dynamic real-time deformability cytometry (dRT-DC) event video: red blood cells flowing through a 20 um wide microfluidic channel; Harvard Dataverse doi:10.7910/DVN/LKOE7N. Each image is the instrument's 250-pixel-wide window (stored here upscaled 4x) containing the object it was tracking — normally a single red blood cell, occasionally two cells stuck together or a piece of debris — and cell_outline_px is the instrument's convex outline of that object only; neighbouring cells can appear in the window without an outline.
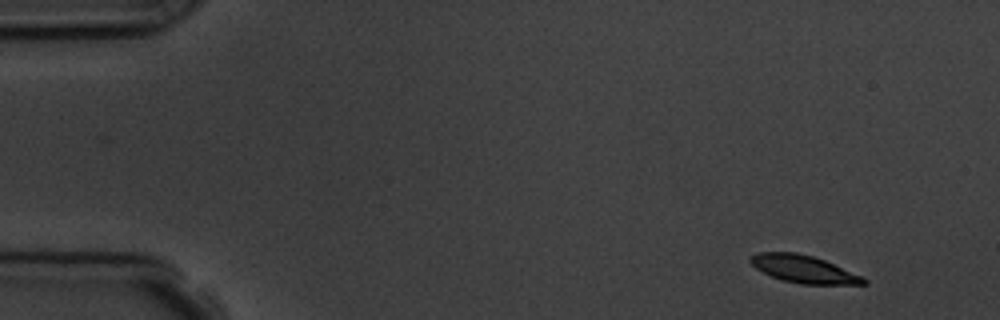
{"species": "common noctule bat (a hibernating species)", "species_latin": "Nyctalus noctula", "temperature_condition": "room temperature", "stored_images_in_passage": 4, "camera_frame_rate_fps": 3000, "um_per_image_px": 0.085, "animal": {"sex": "male", "body_mass_g": 19.5, "forearm_length_mm": 54.6}, "frame": {"image": 1, "passage_image": 1, "time_ms": 0.0, "image_size_px": [1000, 320], "cell_outline_px": [[868, 284], [800, 284], [784, 280], [772, 276], [756, 268], [748, 260], [752, 256], [760, 252], [796, 252], [812, 256], [824, 260], [864, 276], [868, 280]], "centroid_in_image_um": [68.36, 22.87], "position_along_channel_um": 16.6, "area_um2": 18.03}}
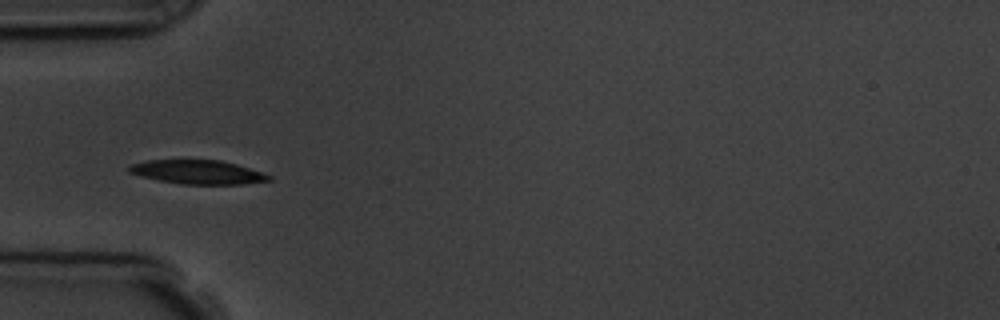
{"frame": {"image": 2, "passage_image": 4, "time_ms": 4.333, "image_size_px": [1000, 320], "cell_outline_px": [[272, 180], [240, 184], [180, 184], [140, 176], [128, 172], [128, 164], [148, 160], [184, 156], [220, 160], [236, 164], [272, 176]], "centroid_in_image_um": [16.7, 14.56], "position_along_channel_um": 68.3, "area_um2": 20.4}}